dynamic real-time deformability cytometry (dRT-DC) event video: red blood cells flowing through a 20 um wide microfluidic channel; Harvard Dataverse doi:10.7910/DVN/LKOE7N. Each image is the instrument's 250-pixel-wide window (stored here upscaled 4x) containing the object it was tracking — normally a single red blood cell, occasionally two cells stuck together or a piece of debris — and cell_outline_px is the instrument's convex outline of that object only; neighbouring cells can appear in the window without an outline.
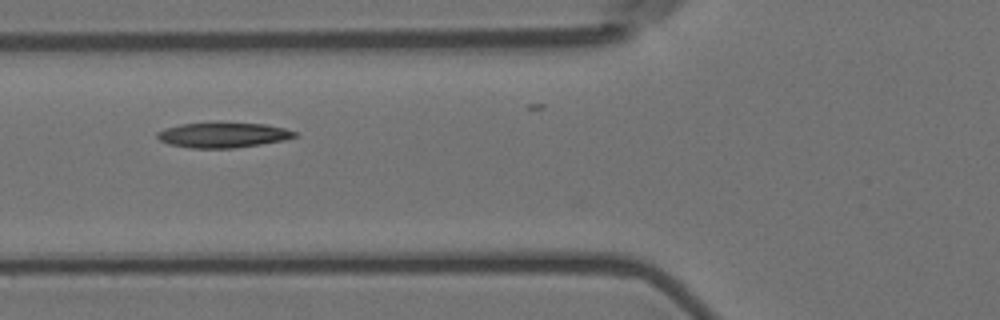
{"species": "Egyptian fruit bat (a non-hibernating species)", "species_latin": "Rousettus aegyptiacus", "temperature_condition": "room temperature", "stored_images_in_passage": 25, "camera_frame_rate_fps": 3000, "um_per_image_px": 0.085, "animal": {"sex": "female"}, "frame": {"image": 1, "passage_image": 2, "time_ms": 0.333, "image_size_px": [1000, 320], "cell_outline_px": [[296, 136], [284, 140], [260, 144], [232, 148], [192, 148], [168, 144], [160, 140], [156, 136], [156, 132], [164, 128], [180, 124], [264, 124], [284, 128], [296, 132]], "centroid_in_image_um": [18.91, 11.49], "position_along_channel_um": 106.9, "area_um2": 19.59}}
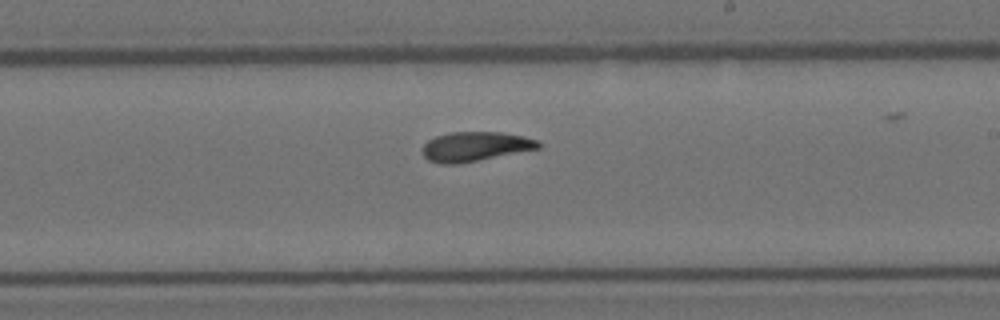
{"frame": {"image": 2, "passage_image": 14, "time_ms": 4.333, "image_size_px": [1000, 320], "cell_outline_px": [[540, 148], [456, 164], [440, 164], [428, 160], [424, 156], [424, 144], [428, 140], [436, 136], [452, 132], [500, 132], [524, 136], [540, 140]], "centroid_in_image_um": [40.4, 12.44], "position_along_channel_um": 248.6, "area_um2": 19.71}}
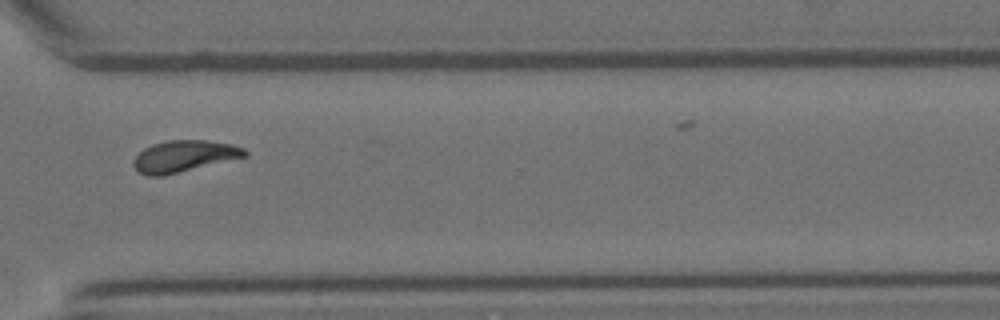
{"frame": {"image": 3, "passage_image": 23, "time_ms": 7.333, "image_size_px": [1000, 320], "cell_outline_px": [[248, 156], [164, 176], [148, 176], [140, 172], [132, 164], [132, 160], [144, 148], [152, 144], [168, 140], [208, 140], [232, 144], [244, 148], [248, 152]], "centroid_in_image_um": [15.66, 13.27], "position_along_channel_um": 354.9, "area_um2": 20.58}}